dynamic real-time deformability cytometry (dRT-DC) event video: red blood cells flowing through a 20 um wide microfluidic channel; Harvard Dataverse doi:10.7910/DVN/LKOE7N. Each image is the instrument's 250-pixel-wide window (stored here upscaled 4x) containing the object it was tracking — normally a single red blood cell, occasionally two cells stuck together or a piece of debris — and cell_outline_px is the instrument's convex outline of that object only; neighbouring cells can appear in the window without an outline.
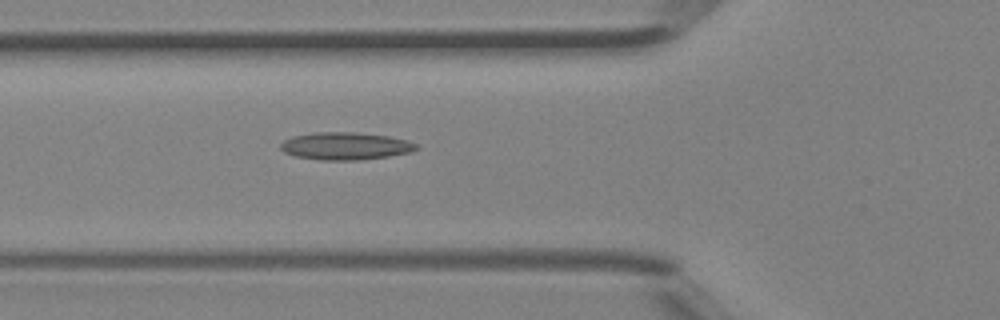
{"species": "Egyptian fruit bat (a non-hibernating species)", "species_latin": "Rousettus aegyptiacus", "temperature_condition": "room temperature", "stored_images_in_passage": 35, "camera_frame_rate_fps": 3000, "um_per_image_px": 0.085, "animal": {"sex": "female"}, "frame": {"image": 1, "passage_image": 6, "time_ms": 1.667, "image_size_px": [1000, 320], "cell_outline_px": [[420, 148], [412, 152], [388, 156], [360, 160], [320, 160], [296, 156], [284, 152], [280, 148], [280, 144], [284, 140], [292, 136], [312, 132], [352, 132], [388, 136], [404, 140], [416, 144]], "centroid_in_image_um": [29.34, 12.41], "position_along_channel_um": 96.5, "area_um2": 21.73}}
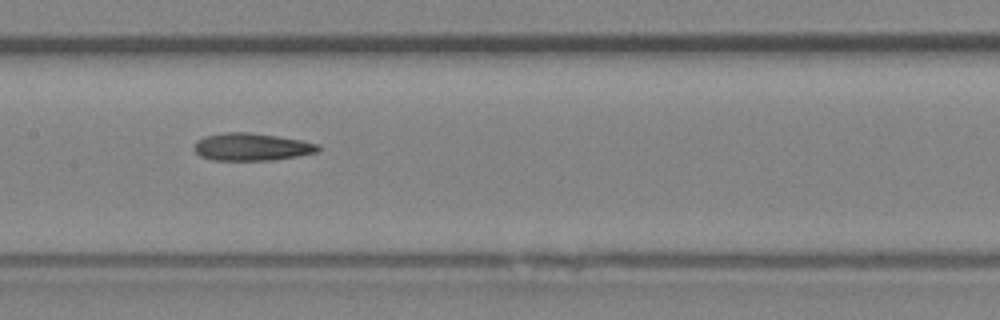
{"frame": {"image": 2, "passage_image": 12, "time_ms": 3.667, "image_size_px": [1000, 320], "cell_outline_px": [[320, 148], [316, 152], [296, 156], [272, 160], [212, 160], [200, 156], [192, 148], [196, 140], [204, 136], [224, 132], [248, 132], [276, 136], [300, 140], [320, 144]], "centroid_in_image_um": [21.33, 12.48], "position_along_channel_um": 186.1, "area_um2": 19.88}}
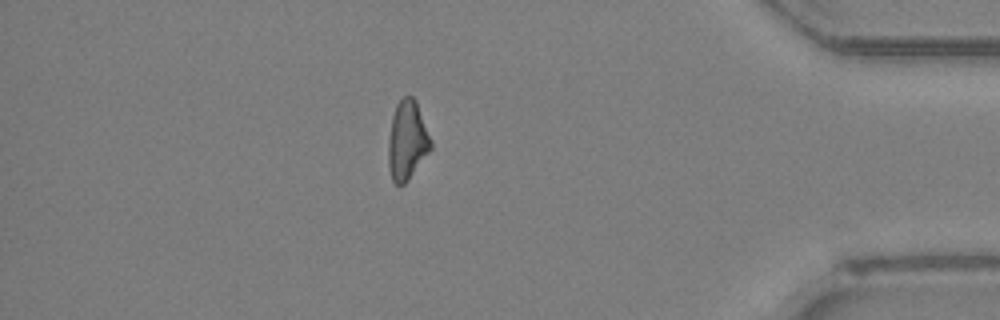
{"frame": {"image": 3, "passage_image": 29, "time_ms": 9.333, "image_size_px": [1000, 320], "cell_outline_px": [[432, 148], [408, 180], [404, 184], [396, 184], [392, 180], [388, 168], [388, 140], [392, 116], [396, 104], [404, 96], [412, 96], [416, 100], [432, 140]], "centroid_in_image_um": [34.61, 11.93], "position_along_channel_um": 400.6, "area_um2": 19.71}, "authors_computed_cell_mechanics": {"area_um2": 19.8832, "velocity_mm_per_s": 4.4892, "shape_relaxation_time_tau1_ms": null, "shape_relaxation_time_tau2_ms": 7.2812, "deformation_change_tau1": null, "deformation_change_tau2": 0.1899}}